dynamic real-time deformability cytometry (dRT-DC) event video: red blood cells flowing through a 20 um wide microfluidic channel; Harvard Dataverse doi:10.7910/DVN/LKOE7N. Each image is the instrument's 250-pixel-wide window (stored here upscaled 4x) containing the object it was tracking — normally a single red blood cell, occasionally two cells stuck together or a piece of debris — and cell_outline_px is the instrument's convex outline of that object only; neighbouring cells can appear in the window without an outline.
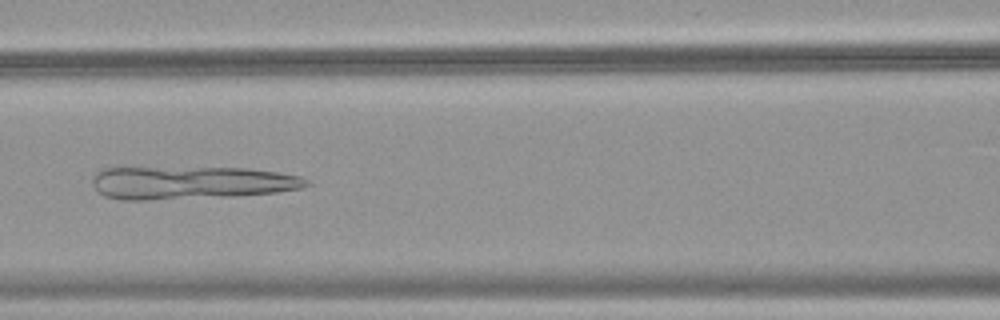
{"species": "common noctule bat (a hibernating species)", "species_latin": "Nyctalus noctula", "temperature_condition": "warm", "stored_images_in_passage": 39, "camera_frame_rate_fps": 3000, "um_per_image_px": 0.085, "animal": {"sex": "female", "body_mass_g": 18.4}, "frame": {"image": 1, "passage_image": 12, "time_ms": 3.667, "image_size_px": [1000, 320], "cell_outline_px": [[312, 184], [300, 188], [276, 192], [236, 196], [148, 200], [124, 200], [104, 196], [92, 184], [92, 176], [100, 168], [116, 164], [248, 168], [276, 172], [300, 176], [312, 180]], "centroid_in_image_um": [16.1, 15.47], "position_along_channel_um": 150.5, "area_um2": 43.35}}
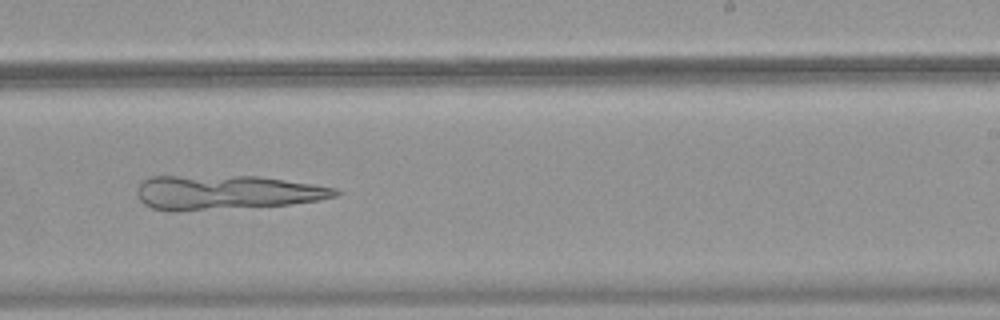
{"frame": {"image": 2, "passage_image": 21, "time_ms": 6.667, "image_size_px": [1000, 320], "cell_outline_px": [[340, 192], [336, 196], [320, 200], [288, 204], [204, 208], [152, 208], [144, 204], [140, 200], [136, 192], [136, 188], [148, 176], [260, 176], [312, 184], [336, 188]], "centroid_in_image_um": [19.28, 16.3], "position_along_channel_um": 269.7, "area_um2": 38.21}}
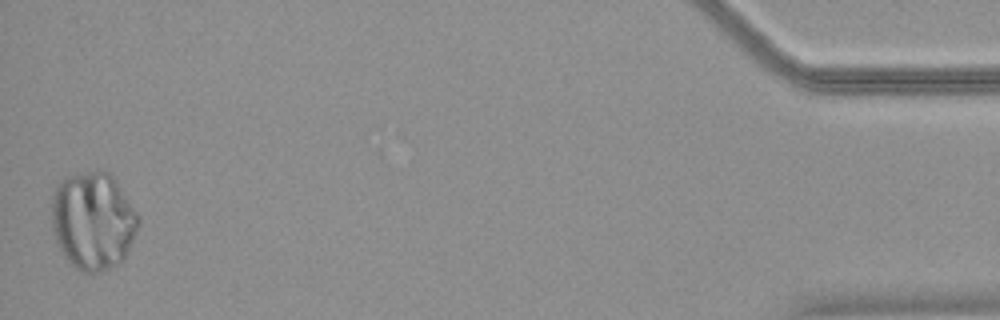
{"frame": {"image": 3, "passage_image": 39, "time_ms": 12.667, "image_size_px": [1000, 320], "cell_outline_px": [[140, 224], [124, 260], [108, 268], [96, 272], [84, 272], [76, 268], [64, 256], [56, 240], [52, 228], [52, 196], [56, 184], [64, 176], [88, 172], [112, 172], [136, 212], [140, 220]], "centroid_in_image_um": [7.91, 18.74], "position_along_channel_um": 427.3, "area_um2": 49.48}}